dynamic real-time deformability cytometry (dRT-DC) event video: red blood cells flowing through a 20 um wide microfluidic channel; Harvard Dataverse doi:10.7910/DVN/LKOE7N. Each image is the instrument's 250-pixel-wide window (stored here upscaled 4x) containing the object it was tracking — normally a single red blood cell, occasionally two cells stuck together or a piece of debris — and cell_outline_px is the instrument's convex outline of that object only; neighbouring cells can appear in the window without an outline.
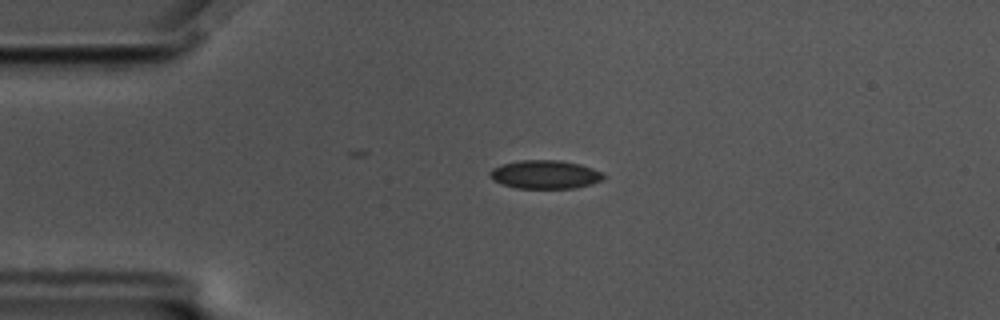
{"species": "common noctule bat (a hibernating species)", "species_latin": "Nyctalus noctula", "temperature_condition": "cold", "stored_images_in_passage": 23, "camera_frame_rate_fps": 3000, "um_per_image_px": 0.085, "animal": {"sex": "male", "body_mass_g": 17.5, "forearm_length_mm": 52.3}, "frame": {"image": 1, "passage_image": 7, "time_ms": 2.0, "image_size_px": [1000, 320], "cell_outline_px": [[604, 176], [600, 180], [592, 184], [576, 188], [516, 188], [500, 184], [492, 180], [488, 176], [488, 172], [492, 168], [500, 164], [520, 160], [560, 160], [580, 164], [592, 168], [600, 172]], "centroid_in_image_um": [46.25, 14.83], "position_along_channel_um": 38.7, "area_um2": 19.02}}